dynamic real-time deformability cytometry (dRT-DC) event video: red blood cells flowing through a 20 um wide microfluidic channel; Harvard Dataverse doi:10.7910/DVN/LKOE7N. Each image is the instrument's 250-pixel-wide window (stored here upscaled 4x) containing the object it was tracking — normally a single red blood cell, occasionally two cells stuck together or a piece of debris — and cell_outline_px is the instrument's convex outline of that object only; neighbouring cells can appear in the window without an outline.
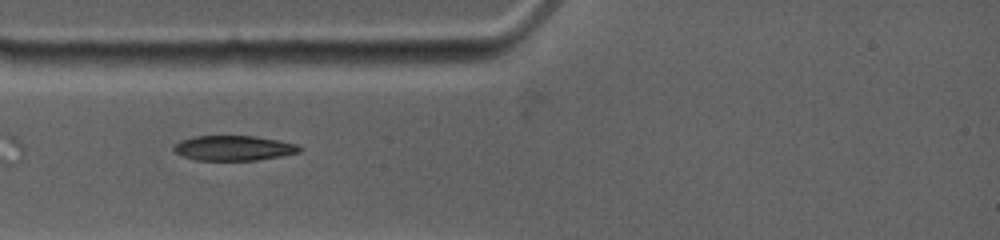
{"species": "common noctule bat (a hibernating species)", "species_latin": "Nyctalus noctula", "temperature_condition": "warm", "stored_images_in_passage": 15, "camera_frame_rate_fps": 4500, "um_per_image_px": 0.085, "animal": {"sex": "female", "body_mass_g": 19.0, "forearm_length_mm": 53.3}, "frame": {"image": 1, "passage_image": 1, "time_ms": 0.0, "image_size_px": [1000, 240], "cell_outline_px": [[304, 148], [300, 152], [280, 156], [256, 160], [196, 160], [184, 156], [176, 152], [172, 148], [180, 140], [192, 136], [256, 136], [296, 144]], "centroid_in_image_um": [19.86, 12.58], "position_along_channel_um": 65.1, "area_um2": 18.21}}
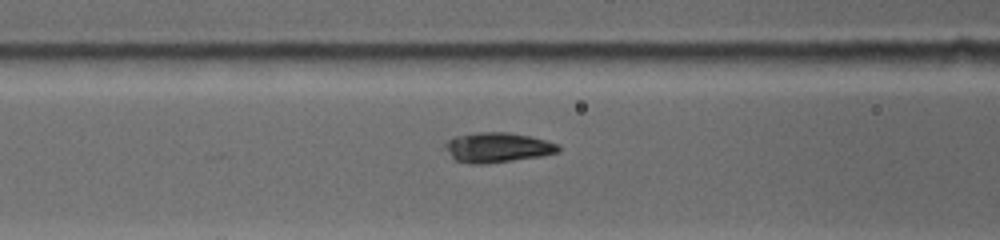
{"frame": {"image": 2, "passage_image": 5, "time_ms": 1.556, "image_size_px": [1000, 240], "cell_outline_px": [[560, 152], [544, 156], [484, 164], [472, 164], [456, 160], [452, 156], [444, 144], [452, 136], [480, 132], [508, 132], [528, 136], [560, 144]], "centroid_in_image_um": [42.32, 12.53], "position_along_channel_um": 124.3, "area_um2": 19.71}}